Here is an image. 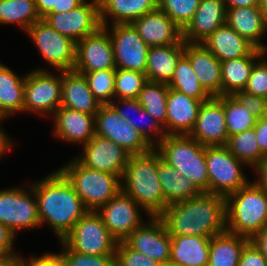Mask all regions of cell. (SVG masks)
I'll use <instances>...</instances> for the list:
<instances>
[{"label":"cell","instance_id":"9a60e30c","mask_svg":"<svg viewBox=\"0 0 267 266\" xmlns=\"http://www.w3.org/2000/svg\"><path fill=\"white\" fill-rule=\"evenodd\" d=\"M143 210L132 197L121 190L96 212L101 216L111 235L119 242L124 241L145 222L142 221V214H140Z\"/></svg>","mask_w":267,"mask_h":266},{"label":"cell","instance_id":"681fc988","mask_svg":"<svg viewBox=\"0 0 267 266\" xmlns=\"http://www.w3.org/2000/svg\"><path fill=\"white\" fill-rule=\"evenodd\" d=\"M16 234L7 226L0 223V257H11L18 255L14 250Z\"/></svg>","mask_w":267,"mask_h":266},{"label":"cell","instance_id":"f35d334b","mask_svg":"<svg viewBox=\"0 0 267 266\" xmlns=\"http://www.w3.org/2000/svg\"><path fill=\"white\" fill-rule=\"evenodd\" d=\"M228 150L249 168L254 169L263 159L254 128L228 137Z\"/></svg>","mask_w":267,"mask_h":266},{"label":"cell","instance_id":"8992f818","mask_svg":"<svg viewBox=\"0 0 267 266\" xmlns=\"http://www.w3.org/2000/svg\"><path fill=\"white\" fill-rule=\"evenodd\" d=\"M154 149L163 161L180 171L201 192L208 193L205 146L189 135H166Z\"/></svg>","mask_w":267,"mask_h":266},{"label":"cell","instance_id":"83f0119b","mask_svg":"<svg viewBox=\"0 0 267 266\" xmlns=\"http://www.w3.org/2000/svg\"><path fill=\"white\" fill-rule=\"evenodd\" d=\"M157 8L158 0H99L100 23L101 26L132 23Z\"/></svg>","mask_w":267,"mask_h":266},{"label":"cell","instance_id":"8fae6325","mask_svg":"<svg viewBox=\"0 0 267 266\" xmlns=\"http://www.w3.org/2000/svg\"><path fill=\"white\" fill-rule=\"evenodd\" d=\"M26 33L50 68L60 71L73 70L76 42L60 34L43 19L33 23Z\"/></svg>","mask_w":267,"mask_h":266},{"label":"cell","instance_id":"9f6ffc18","mask_svg":"<svg viewBox=\"0 0 267 266\" xmlns=\"http://www.w3.org/2000/svg\"><path fill=\"white\" fill-rule=\"evenodd\" d=\"M85 0H56L53 12H67L81 5Z\"/></svg>","mask_w":267,"mask_h":266},{"label":"cell","instance_id":"c3c4849f","mask_svg":"<svg viewBox=\"0 0 267 266\" xmlns=\"http://www.w3.org/2000/svg\"><path fill=\"white\" fill-rule=\"evenodd\" d=\"M238 266H267V260L260 251L249 242L243 249Z\"/></svg>","mask_w":267,"mask_h":266},{"label":"cell","instance_id":"ffe728a7","mask_svg":"<svg viewBox=\"0 0 267 266\" xmlns=\"http://www.w3.org/2000/svg\"><path fill=\"white\" fill-rule=\"evenodd\" d=\"M131 24L149 47L179 44L183 40V30L159 8Z\"/></svg>","mask_w":267,"mask_h":266},{"label":"cell","instance_id":"4fadbf2b","mask_svg":"<svg viewBox=\"0 0 267 266\" xmlns=\"http://www.w3.org/2000/svg\"><path fill=\"white\" fill-rule=\"evenodd\" d=\"M108 26L104 27L108 30L113 45L116 68L145 73L150 47L134 26L131 23Z\"/></svg>","mask_w":267,"mask_h":266},{"label":"cell","instance_id":"f907efd6","mask_svg":"<svg viewBox=\"0 0 267 266\" xmlns=\"http://www.w3.org/2000/svg\"><path fill=\"white\" fill-rule=\"evenodd\" d=\"M23 266H62V261L58 253L45 252L41 256H32L26 259L22 256Z\"/></svg>","mask_w":267,"mask_h":266},{"label":"cell","instance_id":"3957f363","mask_svg":"<svg viewBox=\"0 0 267 266\" xmlns=\"http://www.w3.org/2000/svg\"><path fill=\"white\" fill-rule=\"evenodd\" d=\"M158 152L131 155L121 179L122 191L132 197L148 217H159L168 206L158 177Z\"/></svg>","mask_w":267,"mask_h":266},{"label":"cell","instance_id":"d4e9b609","mask_svg":"<svg viewBox=\"0 0 267 266\" xmlns=\"http://www.w3.org/2000/svg\"><path fill=\"white\" fill-rule=\"evenodd\" d=\"M61 107L96 115L101 104L88 87L83 74L75 70L62 71Z\"/></svg>","mask_w":267,"mask_h":266},{"label":"cell","instance_id":"f6af8a7d","mask_svg":"<svg viewBox=\"0 0 267 266\" xmlns=\"http://www.w3.org/2000/svg\"><path fill=\"white\" fill-rule=\"evenodd\" d=\"M265 57V58H264ZM267 47L263 56L258 60L251 71L249 80L243 91L256 96L267 98Z\"/></svg>","mask_w":267,"mask_h":266},{"label":"cell","instance_id":"7402d4cb","mask_svg":"<svg viewBox=\"0 0 267 266\" xmlns=\"http://www.w3.org/2000/svg\"><path fill=\"white\" fill-rule=\"evenodd\" d=\"M184 55L204 90L211 97L221 96V62L202 43L184 41Z\"/></svg>","mask_w":267,"mask_h":266},{"label":"cell","instance_id":"d6986e66","mask_svg":"<svg viewBox=\"0 0 267 266\" xmlns=\"http://www.w3.org/2000/svg\"><path fill=\"white\" fill-rule=\"evenodd\" d=\"M189 136L203 146H225L228 133L222 96L202 102L194 128Z\"/></svg>","mask_w":267,"mask_h":266},{"label":"cell","instance_id":"f546056e","mask_svg":"<svg viewBox=\"0 0 267 266\" xmlns=\"http://www.w3.org/2000/svg\"><path fill=\"white\" fill-rule=\"evenodd\" d=\"M183 54L184 40L179 44L150 47L145 68L147 80L168 84Z\"/></svg>","mask_w":267,"mask_h":266},{"label":"cell","instance_id":"6125c7cd","mask_svg":"<svg viewBox=\"0 0 267 266\" xmlns=\"http://www.w3.org/2000/svg\"><path fill=\"white\" fill-rule=\"evenodd\" d=\"M158 266H176V265L171 262H167V263H161Z\"/></svg>","mask_w":267,"mask_h":266},{"label":"cell","instance_id":"836d02e7","mask_svg":"<svg viewBox=\"0 0 267 266\" xmlns=\"http://www.w3.org/2000/svg\"><path fill=\"white\" fill-rule=\"evenodd\" d=\"M25 76L0 64V121L23 113Z\"/></svg>","mask_w":267,"mask_h":266},{"label":"cell","instance_id":"7c38bea8","mask_svg":"<svg viewBox=\"0 0 267 266\" xmlns=\"http://www.w3.org/2000/svg\"><path fill=\"white\" fill-rule=\"evenodd\" d=\"M95 134L114 141L131 155L146 154L154 147L109 104L101 105L95 115Z\"/></svg>","mask_w":267,"mask_h":266},{"label":"cell","instance_id":"277c9868","mask_svg":"<svg viewBox=\"0 0 267 266\" xmlns=\"http://www.w3.org/2000/svg\"><path fill=\"white\" fill-rule=\"evenodd\" d=\"M225 200L227 232L250 239L267 223V192L254 180L227 195Z\"/></svg>","mask_w":267,"mask_h":266},{"label":"cell","instance_id":"603a6c76","mask_svg":"<svg viewBox=\"0 0 267 266\" xmlns=\"http://www.w3.org/2000/svg\"><path fill=\"white\" fill-rule=\"evenodd\" d=\"M202 102L169 88L167 96L166 135H189Z\"/></svg>","mask_w":267,"mask_h":266},{"label":"cell","instance_id":"5b68a950","mask_svg":"<svg viewBox=\"0 0 267 266\" xmlns=\"http://www.w3.org/2000/svg\"><path fill=\"white\" fill-rule=\"evenodd\" d=\"M57 170L71 184L88 211H97L122 190L118 175L91 169L76 157Z\"/></svg>","mask_w":267,"mask_h":266},{"label":"cell","instance_id":"b9f144b4","mask_svg":"<svg viewBox=\"0 0 267 266\" xmlns=\"http://www.w3.org/2000/svg\"><path fill=\"white\" fill-rule=\"evenodd\" d=\"M147 81L145 73L116 68L114 81L115 99H137Z\"/></svg>","mask_w":267,"mask_h":266},{"label":"cell","instance_id":"1f68e13d","mask_svg":"<svg viewBox=\"0 0 267 266\" xmlns=\"http://www.w3.org/2000/svg\"><path fill=\"white\" fill-rule=\"evenodd\" d=\"M109 105L120 116L127 120L129 124L138 130L153 147H155L166 136L163 126L140 105L137 99H115ZM122 106H125L124 108H129L130 110L125 111ZM131 110L135 114L137 113L138 117L140 116L141 121L145 118H147V121L145 120L143 124L142 122H139L138 119H134V117H132L133 115L131 114Z\"/></svg>","mask_w":267,"mask_h":266},{"label":"cell","instance_id":"7dc6e473","mask_svg":"<svg viewBox=\"0 0 267 266\" xmlns=\"http://www.w3.org/2000/svg\"><path fill=\"white\" fill-rule=\"evenodd\" d=\"M233 96L244 108L249 110L250 114L257 120L267 116V98L256 96L246 91L236 92Z\"/></svg>","mask_w":267,"mask_h":266},{"label":"cell","instance_id":"816d5d0a","mask_svg":"<svg viewBox=\"0 0 267 266\" xmlns=\"http://www.w3.org/2000/svg\"><path fill=\"white\" fill-rule=\"evenodd\" d=\"M254 130L261 153L265 156L267 155V116L256 121Z\"/></svg>","mask_w":267,"mask_h":266},{"label":"cell","instance_id":"484cf974","mask_svg":"<svg viewBox=\"0 0 267 266\" xmlns=\"http://www.w3.org/2000/svg\"><path fill=\"white\" fill-rule=\"evenodd\" d=\"M226 23L256 48L267 47L261 41L267 32V19L259 6L228 8Z\"/></svg>","mask_w":267,"mask_h":266},{"label":"cell","instance_id":"e0dca14e","mask_svg":"<svg viewBox=\"0 0 267 266\" xmlns=\"http://www.w3.org/2000/svg\"><path fill=\"white\" fill-rule=\"evenodd\" d=\"M82 147V154H78L76 158L84 166L118 175L122 179L131 156L124 148L96 134Z\"/></svg>","mask_w":267,"mask_h":266},{"label":"cell","instance_id":"74e56055","mask_svg":"<svg viewBox=\"0 0 267 266\" xmlns=\"http://www.w3.org/2000/svg\"><path fill=\"white\" fill-rule=\"evenodd\" d=\"M168 91L166 83L148 80L137 98L140 105L163 126L165 134Z\"/></svg>","mask_w":267,"mask_h":266},{"label":"cell","instance_id":"60d3db41","mask_svg":"<svg viewBox=\"0 0 267 266\" xmlns=\"http://www.w3.org/2000/svg\"><path fill=\"white\" fill-rule=\"evenodd\" d=\"M84 75L88 87L101 105L110 104L115 100V69L99 70Z\"/></svg>","mask_w":267,"mask_h":266},{"label":"cell","instance_id":"ac0fdd59","mask_svg":"<svg viewBox=\"0 0 267 266\" xmlns=\"http://www.w3.org/2000/svg\"><path fill=\"white\" fill-rule=\"evenodd\" d=\"M124 242L133 250L138 251L159 264L170 260L171 235L160 217H148L137 227Z\"/></svg>","mask_w":267,"mask_h":266},{"label":"cell","instance_id":"d6a6232c","mask_svg":"<svg viewBox=\"0 0 267 266\" xmlns=\"http://www.w3.org/2000/svg\"><path fill=\"white\" fill-rule=\"evenodd\" d=\"M263 56V50L255 48L248 56L221 62V96L243 91L254 64Z\"/></svg>","mask_w":267,"mask_h":266},{"label":"cell","instance_id":"30bf717a","mask_svg":"<svg viewBox=\"0 0 267 266\" xmlns=\"http://www.w3.org/2000/svg\"><path fill=\"white\" fill-rule=\"evenodd\" d=\"M27 188L16 186L0 190V223L16 235L21 230L41 226L37 198L31 183Z\"/></svg>","mask_w":267,"mask_h":266},{"label":"cell","instance_id":"f5cc1de1","mask_svg":"<svg viewBox=\"0 0 267 266\" xmlns=\"http://www.w3.org/2000/svg\"><path fill=\"white\" fill-rule=\"evenodd\" d=\"M249 241L260 251L267 260V223L254 234Z\"/></svg>","mask_w":267,"mask_h":266},{"label":"cell","instance_id":"ba28073f","mask_svg":"<svg viewBox=\"0 0 267 266\" xmlns=\"http://www.w3.org/2000/svg\"><path fill=\"white\" fill-rule=\"evenodd\" d=\"M205 159L209 177L208 193L226 197L249 182L242 169L246 165L226 146H205Z\"/></svg>","mask_w":267,"mask_h":266},{"label":"cell","instance_id":"4316f807","mask_svg":"<svg viewBox=\"0 0 267 266\" xmlns=\"http://www.w3.org/2000/svg\"><path fill=\"white\" fill-rule=\"evenodd\" d=\"M202 44L220 62L248 56L256 48L227 23L218 27Z\"/></svg>","mask_w":267,"mask_h":266},{"label":"cell","instance_id":"680465c9","mask_svg":"<svg viewBox=\"0 0 267 266\" xmlns=\"http://www.w3.org/2000/svg\"><path fill=\"white\" fill-rule=\"evenodd\" d=\"M225 8L252 7L259 6L260 0H222Z\"/></svg>","mask_w":267,"mask_h":266},{"label":"cell","instance_id":"ab89813d","mask_svg":"<svg viewBox=\"0 0 267 266\" xmlns=\"http://www.w3.org/2000/svg\"><path fill=\"white\" fill-rule=\"evenodd\" d=\"M228 137L254 128L257 119L233 95H222Z\"/></svg>","mask_w":267,"mask_h":266},{"label":"cell","instance_id":"cb8c5ba5","mask_svg":"<svg viewBox=\"0 0 267 266\" xmlns=\"http://www.w3.org/2000/svg\"><path fill=\"white\" fill-rule=\"evenodd\" d=\"M227 9L222 0H201L192 21L183 30V40L202 43L226 23Z\"/></svg>","mask_w":267,"mask_h":266},{"label":"cell","instance_id":"94428289","mask_svg":"<svg viewBox=\"0 0 267 266\" xmlns=\"http://www.w3.org/2000/svg\"><path fill=\"white\" fill-rule=\"evenodd\" d=\"M259 7L267 19V0H260L259 1Z\"/></svg>","mask_w":267,"mask_h":266},{"label":"cell","instance_id":"4dcf8cb0","mask_svg":"<svg viewBox=\"0 0 267 266\" xmlns=\"http://www.w3.org/2000/svg\"><path fill=\"white\" fill-rule=\"evenodd\" d=\"M157 172L167 205L197 197L202 193L191 180L163 161L159 153Z\"/></svg>","mask_w":267,"mask_h":266},{"label":"cell","instance_id":"7a4b0ae2","mask_svg":"<svg viewBox=\"0 0 267 266\" xmlns=\"http://www.w3.org/2000/svg\"><path fill=\"white\" fill-rule=\"evenodd\" d=\"M37 181L31 186L37 198L41 226L48 224L58 241L62 240L88 210L58 170Z\"/></svg>","mask_w":267,"mask_h":266},{"label":"cell","instance_id":"91938a15","mask_svg":"<svg viewBox=\"0 0 267 266\" xmlns=\"http://www.w3.org/2000/svg\"><path fill=\"white\" fill-rule=\"evenodd\" d=\"M0 266H23L22 256L0 257Z\"/></svg>","mask_w":267,"mask_h":266},{"label":"cell","instance_id":"11a10c76","mask_svg":"<svg viewBox=\"0 0 267 266\" xmlns=\"http://www.w3.org/2000/svg\"><path fill=\"white\" fill-rule=\"evenodd\" d=\"M35 3L41 19L49 13H53V7H56V0H35Z\"/></svg>","mask_w":267,"mask_h":266},{"label":"cell","instance_id":"44dd1931","mask_svg":"<svg viewBox=\"0 0 267 266\" xmlns=\"http://www.w3.org/2000/svg\"><path fill=\"white\" fill-rule=\"evenodd\" d=\"M51 117L53 133L63 142L83 146L95 135V115L60 106Z\"/></svg>","mask_w":267,"mask_h":266},{"label":"cell","instance_id":"6da1fadb","mask_svg":"<svg viewBox=\"0 0 267 266\" xmlns=\"http://www.w3.org/2000/svg\"><path fill=\"white\" fill-rule=\"evenodd\" d=\"M159 217L170 235L212 237L226 231L225 196L202 192L168 205Z\"/></svg>","mask_w":267,"mask_h":266},{"label":"cell","instance_id":"e575fe53","mask_svg":"<svg viewBox=\"0 0 267 266\" xmlns=\"http://www.w3.org/2000/svg\"><path fill=\"white\" fill-rule=\"evenodd\" d=\"M249 238L227 231L210 238L208 266H238Z\"/></svg>","mask_w":267,"mask_h":266},{"label":"cell","instance_id":"f1b7e54d","mask_svg":"<svg viewBox=\"0 0 267 266\" xmlns=\"http://www.w3.org/2000/svg\"><path fill=\"white\" fill-rule=\"evenodd\" d=\"M210 238L171 235L169 262L176 266H208Z\"/></svg>","mask_w":267,"mask_h":266},{"label":"cell","instance_id":"52a82bcc","mask_svg":"<svg viewBox=\"0 0 267 266\" xmlns=\"http://www.w3.org/2000/svg\"><path fill=\"white\" fill-rule=\"evenodd\" d=\"M59 75L43 68L32 69L25 75L23 113L50 117L61 105L62 71Z\"/></svg>","mask_w":267,"mask_h":266},{"label":"cell","instance_id":"bcb514c9","mask_svg":"<svg viewBox=\"0 0 267 266\" xmlns=\"http://www.w3.org/2000/svg\"><path fill=\"white\" fill-rule=\"evenodd\" d=\"M115 266H158L152 258L131 249L124 241H119L115 249Z\"/></svg>","mask_w":267,"mask_h":266},{"label":"cell","instance_id":"db71d44e","mask_svg":"<svg viewBox=\"0 0 267 266\" xmlns=\"http://www.w3.org/2000/svg\"><path fill=\"white\" fill-rule=\"evenodd\" d=\"M252 171L256 172L258 177L254 182L267 192V155L263 157L262 161Z\"/></svg>","mask_w":267,"mask_h":266},{"label":"cell","instance_id":"9c48e42d","mask_svg":"<svg viewBox=\"0 0 267 266\" xmlns=\"http://www.w3.org/2000/svg\"><path fill=\"white\" fill-rule=\"evenodd\" d=\"M61 241L71 250L87 255H115L118 243L96 211H88Z\"/></svg>","mask_w":267,"mask_h":266},{"label":"cell","instance_id":"6f0895ef","mask_svg":"<svg viewBox=\"0 0 267 266\" xmlns=\"http://www.w3.org/2000/svg\"><path fill=\"white\" fill-rule=\"evenodd\" d=\"M2 121H0L1 127ZM5 133L4 129L0 128V158L2 159L3 155L10 151L11 147H13V139H11L8 134Z\"/></svg>","mask_w":267,"mask_h":266},{"label":"cell","instance_id":"5bb4252c","mask_svg":"<svg viewBox=\"0 0 267 266\" xmlns=\"http://www.w3.org/2000/svg\"><path fill=\"white\" fill-rule=\"evenodd\" d=\"M43 20L77 43L101 26L99 0H85L70 11L49 13Z\"/></svg>","mask_w":267,"mask_h":266},{"label":"cell","instance_id":"8d00e7d4","mask_svg":"<svg viewBox=\"0 0 267 266\" xmlns=\"http://www.w3.org/2000/svg\"><path fill=\"white\" fill-rule=\"evenodd\" d=\"M167 85L169 88L201 102H205L211 98L201 86L189 59L184 54L177 61L174 74Z\"/></svg>","mask_w":267,"mask_h":266},{"label":"cell","instance_id":"ee69618b","mask_svg":"<svg viewBox=\"0 0 267 266\" xmlns=\"http://www.w3.org/2000/svg\"><path fill=\"white\" fill-rule=\"evenodd\" d=\"M60 255L62 266H115L114 255H87L71 250L61 240Z\"/></svg>","mask_w":267,"mask_h":266},{"label":"cell","instance_id":"7bdbcfd3","mask_svg":"<svg viewBox=\"0 0 267 266\" xmlns=\"http://www.w3.org/2000/svg\"><path fill=\"white\" fill-rule=\"evenodd\" d=\"M201 0H158V8L182 30L192 21Z\"/></svg>","mask_w":267,"mask_h":266},{"label":"cell","instance_id":"d590c367","mask_svg":"<svg viewBox=\"0 0 267 266\" xmlns=\"http://www.w3.org/2000/svg\"><path fill=\"white\" fill-rule=\"evenodd\" d=\"M39 20L35 0H0V25L14 23L26 33Z\"/></svg>","mask_w":267,"mask_h":266},{"label":"cell","instance_id":"2e32d148","mask_svg":"<svg viewBox=\"0 0 267 266\" xmlns=\"http://www.w3.org/2000/svg\"><path fill=\"white\" fill-rule=\"evenodd\" d=\"M116 69L113 45L104 26L76 43V60L73 70L87 73Z\"/></svg>","mask_w":267,"mask_h":266}]
</instances>
